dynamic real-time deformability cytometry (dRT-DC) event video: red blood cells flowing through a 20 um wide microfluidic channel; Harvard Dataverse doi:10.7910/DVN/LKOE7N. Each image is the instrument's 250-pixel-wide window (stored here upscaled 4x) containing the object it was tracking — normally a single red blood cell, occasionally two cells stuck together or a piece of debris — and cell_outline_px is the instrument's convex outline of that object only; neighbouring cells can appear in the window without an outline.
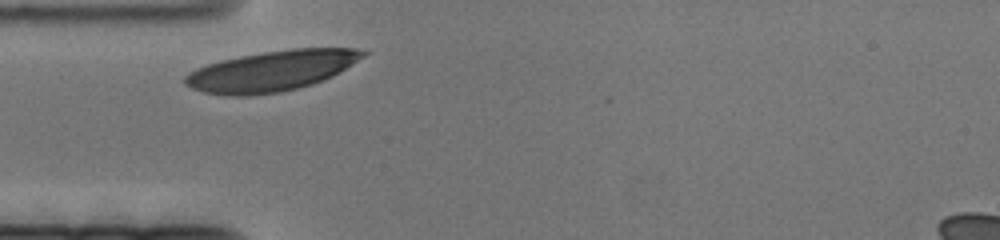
{"species": "human", "species_latin": "Homo sapiens", "temperature_condition": "cold", "stored_images_in_passage": 41, "camera_frame_rate_fps": 3000, "um_per_image_px": 0.085, "donor": {"sex": "female"}, "frame": {"image": 1, "passage_image": 1, "time_ms": 0.0, "image_size_px": [1000, 240], "cell_outline_px": [[368, 52], [364, 56], [340, 72], [324, 80], [312, 84], [280, 92], [248, 96], [228, 96], [204, 92], [192, 88], [184, 84], [184, 76], [188, 72], [196, 68], [220, 60], [240, 56], [264, 52], [292, 48], [356, 48]], "centroid_in_image_um": [23.06, 6.03], "position_along_channel_um": 61.9, "area_um2": 41.91}}
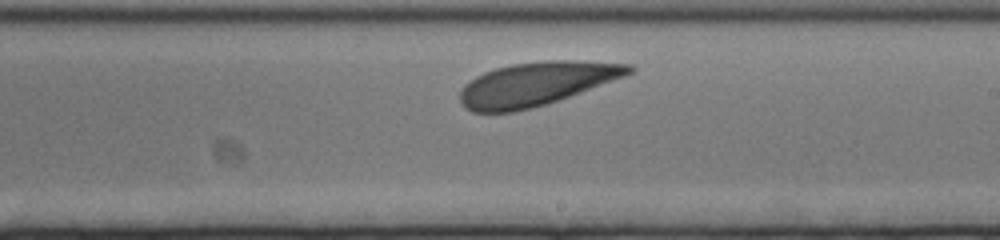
{"frame": {"image": 2, "passage_image": 24, "time_ms": 7.667, "image_size_px": [1000, 240], "cell_outline_px": [[636, 72], [628, 76], [544, 104], [512, 112], [472, 112], [464, 108], [460, 104], [460, 92], [464, 84], [476, 76], [484, 72], [496, 68], [512, 64], [548, 60], [572, 60], [628, 64], [636, 68]], "centroid_in_image_um": [45.59, 7.12], "position_along_channel_um": 243.4, "area_um2": 42.77}}
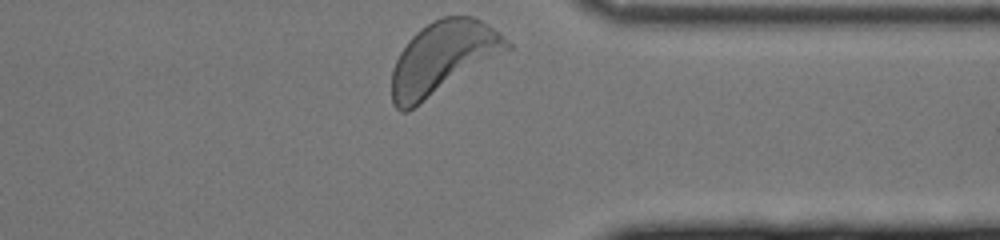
{"frame": {"image": 3, "passage_image": 41, "time_ms": 13.333, "image_size_px": [1000, 240], "cell_outline_px": [[512, 48], [408, 112], [400, 112], [392, 104], [392, 68], [400, 52], [408, 40], [420, 28], [432, 20], [444, 16], [472, 16], [488, 24], [500, 32], [512, 44]], "centroid_in_image_um": [37.64, 4.92], "position_along_channel_um": 373.8, "area_um2": 48.84}}